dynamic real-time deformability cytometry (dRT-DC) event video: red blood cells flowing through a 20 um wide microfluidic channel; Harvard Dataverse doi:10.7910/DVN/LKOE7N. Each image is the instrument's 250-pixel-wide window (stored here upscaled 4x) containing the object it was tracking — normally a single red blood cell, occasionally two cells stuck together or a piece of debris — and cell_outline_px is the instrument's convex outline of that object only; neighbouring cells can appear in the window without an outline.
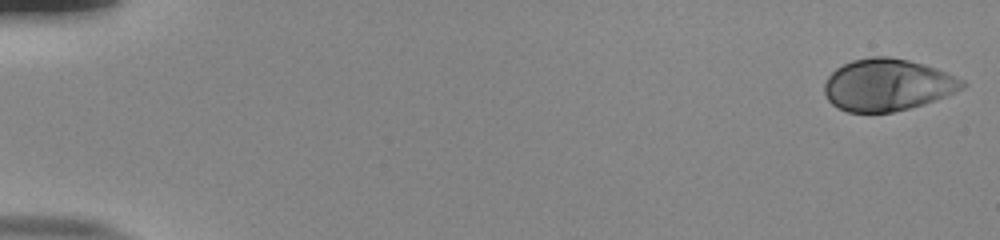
{"species": "human", "species_latin": "Homo sapiens", "temperature_condition": "room temperature", "stored_images_in_passage": 54, "camera_frame_rate_fps": 3000, "um_per_image_px": 0.085, "donor": {"sex": "male"}, "frame": {"image": 1, "passage_image": 1, "time_ms": 0.0, "image_size_px": [1000, 240], "cell_outline_px": [[968, 84], [964, 88], [956, 92], [924, 104], [892, 112], [848, 112], [832, 104], [828, 100], [824, 92], [824, 84], [828, 76], [836, 68], [852, 60], [872, 56], [888, 56], [908, 60], [924, 64], [948, 72], [964, 80]], "centroid_in_image_um": [75.45, 7.2], "position_along_channel_um": 9.5, "area_um2": 41.91}}
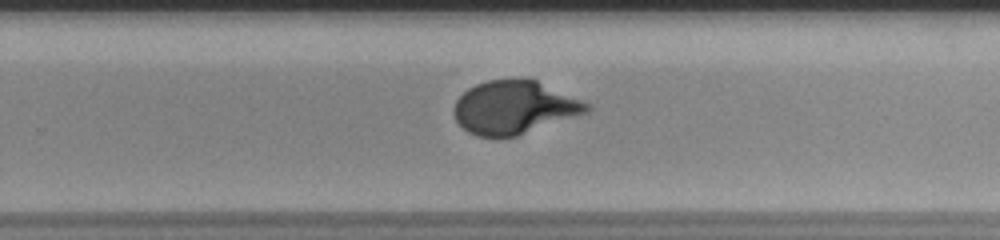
{"frame": {"image": 2, "passage_image": 36, "time_ms": 11.667, "image_size_px": [1000, 240], "cell_outline_px": [[592, 108], [588, 112], [516, 136], [476, 136], [468, 132], [456, 120], [452, 112], [452, 108], [456, 100], [468, 88], [476, 84], [488, 80], [536, 80], [580, 100], [588, 104]], "centroid_in_image_um": [43.66, 9.14], "position_along_channel_um": 286.1, "area_um2": 40.46}}
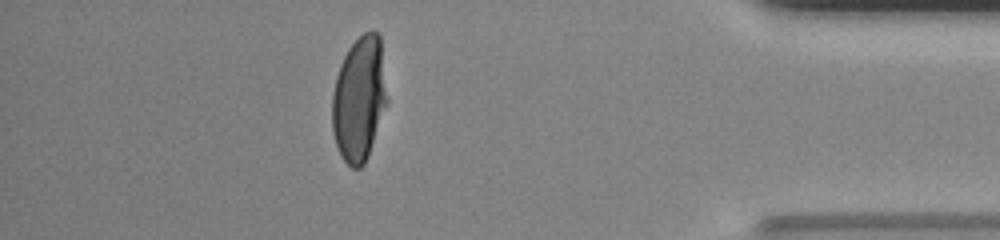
{"frame": {"image": 3, "passage_image": 48, "time_ms": 15.667, "image_size_px": [1000, 240], "cell_outline_px": [[388, 104], [368, 156], [364, 164], [360, 168], [352, 168], [340, 156], [332, 132], [332, 96], [336, 76], [340, 64], [348, 48], [364, 32], [372, 28], [380, 36], [388, 100]], "centroid_in_image_um": [30.54, 8.41], "position_along_channel_um": 404.7, "area_um2": 40.4}, "authors_computed_cell_mechanics": {"area_um2": 40.9802, "velocity_mm_per_s": 3.8212, "shape_relaxation_time_tau1_ms": 4.4058, "shape_relaxation_time_tau2_ms": null, "deformation_change_tau1": 0.2225, "deformation_change_tau2": null}}